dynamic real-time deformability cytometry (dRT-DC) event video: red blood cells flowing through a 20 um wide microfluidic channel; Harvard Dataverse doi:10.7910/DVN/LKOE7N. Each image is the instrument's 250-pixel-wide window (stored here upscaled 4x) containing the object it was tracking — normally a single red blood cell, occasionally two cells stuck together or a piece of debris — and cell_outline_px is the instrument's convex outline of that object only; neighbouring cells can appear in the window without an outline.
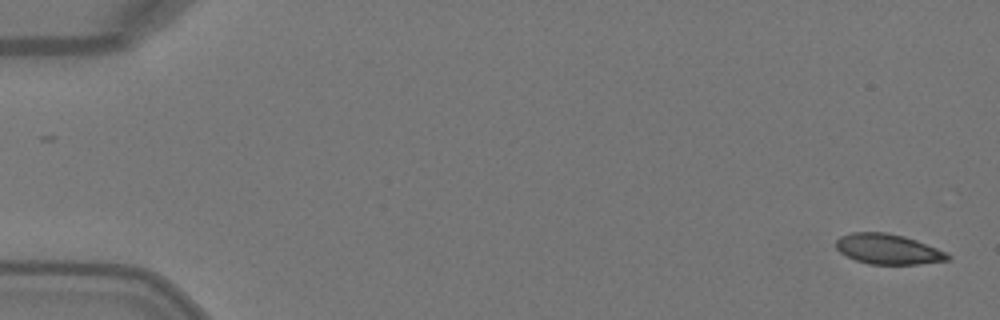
{"species": "Egyptian fruit bat (a non-hibernating species)", "species_latin": "Rousettus aegyptiacus", "temperature_condition": "warm", "stored_images_in_passage": 4, "camera_frame_rate_fps": 3000, "um_per_image_px": 0.085, "animal": {"sex": "female"}, "frame": {"image": 1, "passage_image": 1, "time_ms": 0.0, "image_size_px": [1000, 320], "cell_outline_px": [[952, 256], [948, 260], [916, 264], [868, 264], [856, 260], [840, 252], [836, 248], [836, 240], [840, 236], [852, 232], [884, 232], [904, 236], [916, 240], [948, 252]], "centroid_in_image_um": [75.49, 21.17], "position_along_channel_um": 9.5, "area_um2": 19.65}}
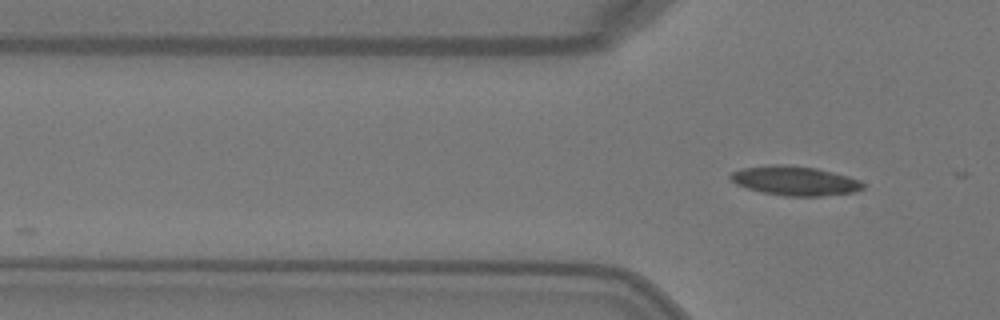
{"frame": {"image": 2, "passage_image": 4, "time_ms": 1.0, "image_size_px": [1000, 320], "cell_outline_px": [[864, 188], [852, 192], [820, 196], [784, 196], [764, 192], [748, 188], [736, 184], [728, 176], [732, 172], [744, 168], [772, 164], [784, 164], [816, 168], [848, 176], [864, 184]], "centroid_in_image_um": [67.54, 15.36], "position_along_channel_um": 58.3, "area_um2": 22.31}}